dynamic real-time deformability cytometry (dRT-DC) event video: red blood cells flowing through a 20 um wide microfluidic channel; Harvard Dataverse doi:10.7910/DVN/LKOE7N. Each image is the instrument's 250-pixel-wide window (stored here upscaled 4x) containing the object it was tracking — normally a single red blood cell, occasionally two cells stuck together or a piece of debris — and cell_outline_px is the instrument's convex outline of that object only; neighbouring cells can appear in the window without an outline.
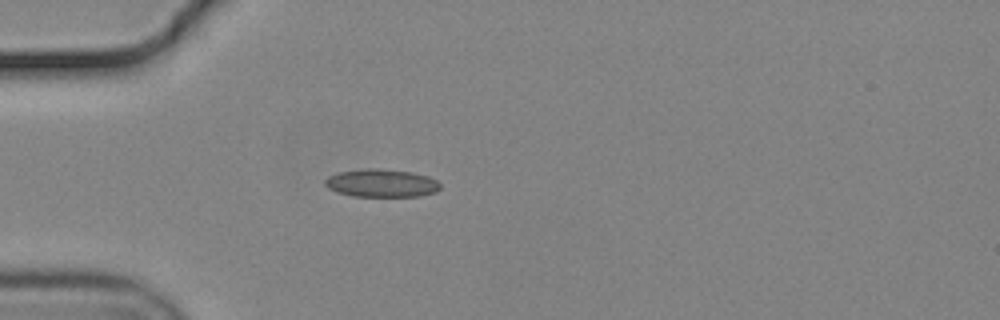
{"species": "common noctule bat (a hibernating species)", "species_latin": "Nyctalus noctula", "temperature_condition": "cold", "stored_images_in_passage": 40, "camera_frame_rate_fps": 3000, "um_per_image_px": 0.085, "animal": {"sex": "male", "body_mass_g": 19.2, "forearm_length_mm": 51.8}, "frame": {"image": 1, "passage_image": 1, "time_ms": 0.0, "image_size_px": [1000, 320], "cell_outline_px": [[440, 188], [436, 192], [420, 196], [352, 196], [336, 192], [328, 188], [324, 184], [324, 180], [328, 176], [336, 172], [364, 168], [376, 168], [412, 172], [428, 176], [436, 180], [440, 184]], "centroid_in_image_um": [32.39, 15.56], "position_along_channel_um": 52.6, "area_um2": 18.96}}
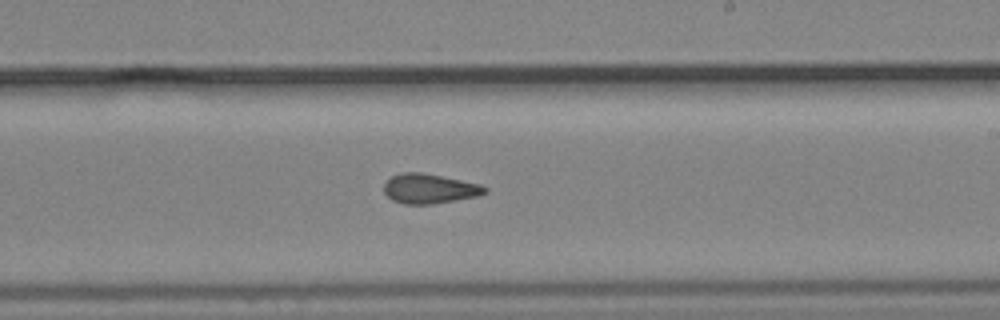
{"frame": {"image": 2, "passage_image": 18, "time_ms": 5.667, "image_size_px": [1000, 320], "cell_outline_px": [[488, 192], [476, 196], [456, 200], [432, 204], [404, 204], [392, 200], [384, 192], [384, 184], [392, 176], [400, 172], [420, 172], [480, 184], [488, 188]], "centroid_in_image_um": [36.49, 16.04], "position_along_channel_um": 252.5, "area_um2": 17.34}}
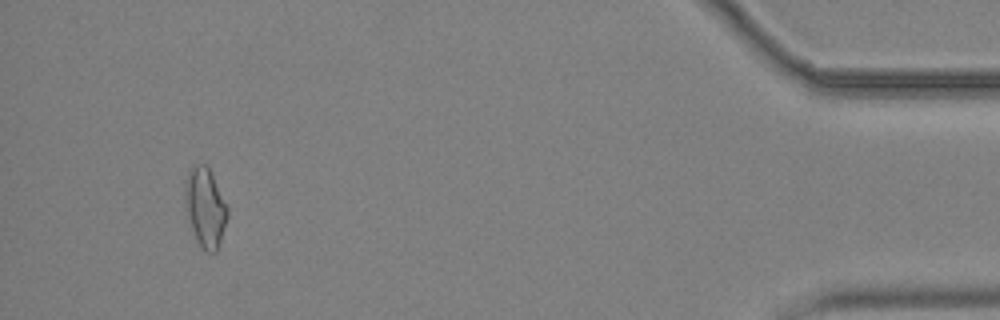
{"frame": {"image": 3, "passage_image": 37, "time_ms": 12.0, "image_size_px": [1000, 320], "cell_outline_px": [[228, 216], [216, 252], [208, 252], [196, 240], [184, 208], [184, 180], [192, 164], [204, 164], [208, 168], [228, 208]], "centroid_in_image_um": [17.4, 17.6], "position_along_channel_um": 417.8, "area_um2": 19.48}, "authors_computed_cell_mechanics": {"area_um2": 17.4845, "velocity_mm_per_s": 3.7199, "shape_relaxation_time_tau1_ms": null, "shape_relaxation_time_tau2_ms": 3.2881, "deformation_change_tau1": null, "deformation_change_tau2": 0.1004}}